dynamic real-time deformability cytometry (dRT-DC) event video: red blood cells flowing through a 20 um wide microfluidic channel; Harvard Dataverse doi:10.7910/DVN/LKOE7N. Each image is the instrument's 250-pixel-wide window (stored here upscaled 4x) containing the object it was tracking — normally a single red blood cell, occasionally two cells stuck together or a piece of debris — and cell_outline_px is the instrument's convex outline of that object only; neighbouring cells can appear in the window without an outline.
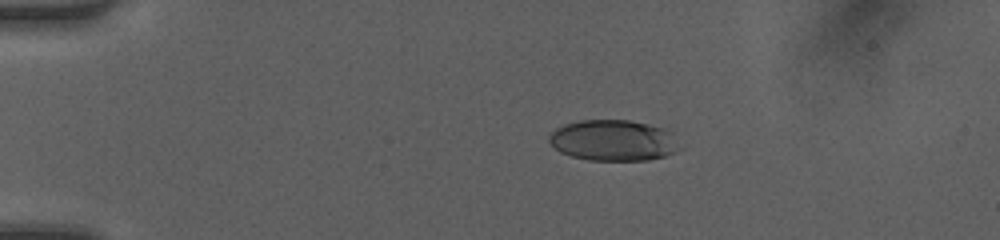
{"species": "human", "species_latin": "Homo sapiens", "temperature_condition": "room temperature", "stored_images_in_passage": 50, "camera_frame_rate_fps": 3000, "um_per_image_px": 0.085, "donor": {"sex": "female"}, "frame": {"image": 1, "passage_image": 11, "time_ms": 3.333, "image_size_px": [1000, 240], "cell_outline_px": [[684, 148], [676, 152], [664, 156], [648, 160], [588, 160], [572, 156], [560, 152], [548, 140], [548, 136], [556, 128], [564, 124], [580, 120], [628, 120], [648, 124], [664, 128], [672, 132]], "centroid_in_image_um": [52.19, 11.93], "position_along_channel_um": 32.8, "area_um2": 31.44}}
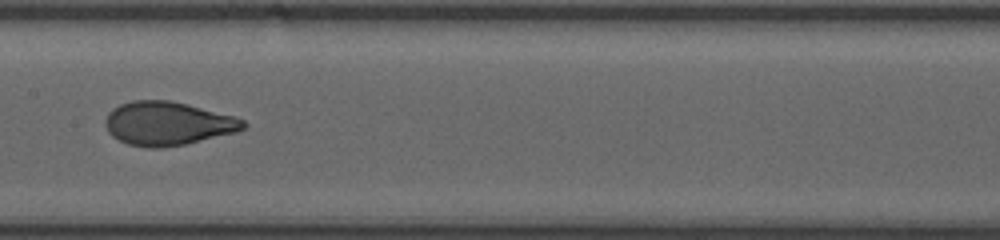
{"frame": {"image": 2, "passage_image": 27, "time_ms": 8.667, "image_size_px": [1000, 240], "cell_outline_px": [[248, 124], [244, 128], [236, 132], [184, 144], [160, 148], [148, 148], [128, 144], [112, 136], [108, 132], [104, 124], [104, 120], [108, 112], [112, 108], [120, 104], [132, 100], [172, 100], [236, 116], [244, 120]], "centroid_in_image_um": [14.24, 10.48], "position_along_channel_um": 193.2, "area_um2": 35.32}}
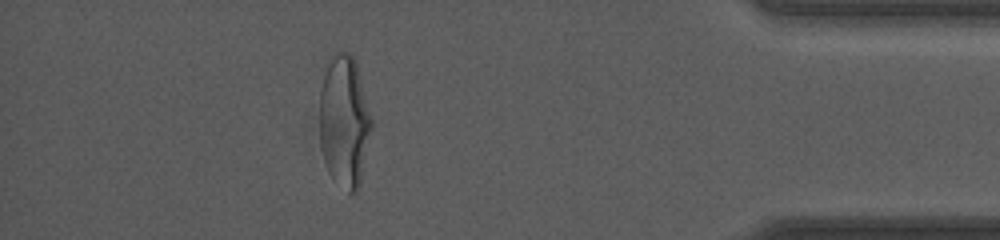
{"frame": {"image": 3, "passage_image": 45, "time_ms": 14.667, "image_size_px": [1000, 240], "cell_outline_px": [[372, 132], [360, 184], [356, 192], [348, 192], [328, 172], [324, 160], [320, 144], [320, 88], [324, 64], [328, 56], [332, 52], [348, 52], [356, 60], [372, 116]], "centroid_in_image_um": [29.27, 10.22], "position_along_channel_um": 405.9, "area_um2": 40.81}, "authors_computed_cell_mechanics": {"area_um2": 34.5066, "velocity_mm_per_s": 4.2204, "shape_relaxation_time_tau1_ms": 3.6434, "shape_relaxation_time_tau2_ms": 0.6697, "deformation_change_tau1": 0.1877, "deformation_change_tau2": 0.06}}